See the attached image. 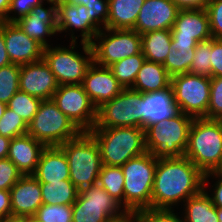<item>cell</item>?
<instances>
[{
  "mask_svg": "<svg viewBox=\"0 0 222 222\" xmlns=\"http://www.w3.org/2000/svg\"><path fill=\"white\" fill-rule=\"evenodd\" d=\"M82 131L51 100H43L32 121L28 134L46 147L60 146L77 137Z\"/></svg>",
  "mask_w": 222,
  "mask_h": 222,
  "instance_id": "ba28073f",
  "label": "cell"
},
{
  "mask_svg": "<svg viewBox=\"0 0 222 222\" xmlns=\"http://www.w3.org/2000/svg\"><path fill=\"white\" fill-rule=\"evenodd\" d=\"M72 205L42 204L33 218L38 222H72Z\"/></svg>",
  "mask_w": 222,
  "mask_h": 222,
  "instance_id": "e575fe53",
  "label": "cell"
},
{
  "mask_svg": "<svg viewBox=\"0 0 222 222\" xmlns=\"http://www.w3.org/2000/svg\"><path fill=\"white\" fill-rule=\"evenodd\" d=\"M12 215L10 191L0 189V221Z\"/></svg>",
  "mask_w": 222,
  "mask_h": 222,
  "instance_id": "bcb514c9",
  "label": "cell"
},
{
  "mask_svg": "<svg viewBox=\"0 0 222 222\" xmlns=\"http://www.w3.org/2000/svg\"><path fill=\"white\" fill-rule=\"evenodd\" d=\"M211 77L185 73L171 78L179 111L193 118H205L210 99Z\"/></svg>",
  "mask_w": 222,
  "mask_h": 222,
  "instance_id": "7c38bea8",
  "label": "cell"
},
{
  "mask_svg": "<svg viewBox=\"0 0 222 222\" xmlns=\"http://www.w3.org/2000/svg\"><path fill=\"white\" fill-rule=\"evenodd\" d=\"M58 30L57 34H64L72 42L77 41L81 36L80 42L90 44L99 30L89 21V14L85 5H77L70 3H61L57 6ZM80 35H74L75 32ZM69 32V33H68ZM71 33V34H70Z\"/></svg>",
  "mask_w": 222,
  "mask_h": 222,
  "instance_id": "ac0fdd59",
  "label": "cell"
},
{
  "mask_svg": "<svg viewBox=\"0 0 222 222\" xmlns=\"http://www.w3.org/2000/svg\"><path fill=\"white\" fill-rule=\"evenodd\" d=\"M6 108H7V104H5L3 102H0V118L3 116L4 111L6 110Z\"/></svg>",
  "mask_w": 222,
  "mask_h": 222,
  "instance_id": "11a10c76",
  "label": "cell"
},
{
  "mask_svg": "<svg viewBox=\"0 0 222 222\" xmlns=\"http://www.w3.org/2000/svg\"><path fill=\"white\" fill-rule=\"evenodd\" d=\"M87 0H67V3L70 4H77V5H83V2H86Z\"/></svg>",
  "mask_w": 222,
  "mask_h": 222,
  "instance_id": "db71d44e",
  "label": "cell"
},
{
  "mask_svg": "<svg viewBox=\"0 0 222 222\" xmlns=\"http://www.w3.org/2000/svg\"><path fill=\"white\" fill-rule=\"evenodd\" d=\"M43 204L72 205L79 190L70 180L40 183Z\"/></svg>",
  "mask_w": 222,
  "mask_h": 222,
  "instance_id": "f1b7e54d",
  "label": "cell"
},
{
  "mask_svg": "<svg viewBox=\"0 0 222 222\" xmlns=\"http://www.w3.org/2000/svg\"><path fill=\"white\" fill-rule=\"evenodd\" d=\"M11 64L4 40V22H0V68Z\"/></svg>",
  "mask_w": 222,
  "mask_h": 222,
  "instance_id": "7dc6e473",
  "label": "cell"
},
{
  "mask_svg": "<svg viewBox=\"0 0 222 222\" xmlns=\"http://www.w3.org/2000/svg\"><path fill=\"white\" fill-rule=\"evenodd\" d=\"M184 156L203 174L216 171L222 163V120L194 118Z\"/></svg>",
  "mask_w": 222,
  "mask_h": 222,
  "instance_id": "7a4b0ae2",
  "label": "cell"
},
{
  "mask_svg": "<svg viewBox=\"0 0 222 222\" xmlns=\"http://www.w3.org/2000/svg\"><path fill=\"white\" fill-rule=\"evenodd\" d=\"M141 109L143 129L173 118L180 112L171 85L160 91L142 93Z\"/></svg>",
  "mask_w": 222,
  "mask_h": 222,
  "instance_id": "44dd1931",
  "label": "cell"
},
{
  "mask_svg": "<svg viewBox=\"0 0 222 222\" xmlns=\"http://www.w3.org/2000/svg\"><path fill=\"white\" fill-rule=\"evenodd\" d=\"M89 14V21L100 31L107 28L109 0H87L83 2Z\"/></svg>",
  "mask_w": 222,
  "mask_h": 222,
  "instance_id": "f35d334b",
  "label": "cell"
},
{
  "mask_svg": "<svg viewBox=\"0 0 222 222\" xmlns=\"http://www.w3.org/2000/svg\"><path fill=\"white\" fill-rule=\"evenodd\" d=\"M41 102V99L19 90L8 101L7 107L16 112L17 115H20L29 124L37 113Z\"/></svg>",
  "mask_w": 222,
  "mask_h": 222,
  "instance_id": "d6a6232c",
  "label": "cell"
},
{
  "mask_svg": "<svg viewBox=\"0 0 222 222\" xmlns=\"http://www.w3.org/2000/svg\"><path fill=\"white\" fill-rule=\"evenodd\" d=\"M9 8L10 0H0V22L6 21Z\"/></svg>",
  "mask_w": 222,
  "mask_h": 222,
  "instance_id": "f907efd6",
  "label": "cell"
},
{
  "mask_svg": "<svg viewBox=\"0 0 222 222\" xmlns=\"http://www.w3.org/2000/svg\"><path fill=\"white\" fill-rule=\"evenodd\" d=\"M141 98V92L124 88L119 95L97 108V120L93 128H142Z\"/></svg>",
  "mask_w": 222,
  "mask_h": 222,
  "instance_id": "8fae6325",
  "label": "cell"
},
{
  "mask_svg": "<svg viewBox=\"0 0 222 222\" xmlns=\"http://www.w3.org/2000/svg\"><path fill=\"white\" fill-rule=\"evenodd\" d=\"M90 45L93 62L104 67L142 51L141 34L134 29H102Z\"/></svg>",
  "mask_w": 222,
  "mask_h": 222,
  "instance_id": "9c48e42d",
  "label": "cell"
},
{
  "mask_svg": "<svg viewBox=\"0 0 222 222\" xmlns=\"http://www.w3.org/2000/svg\"><path fill=\"white\" fill-rule=\"evenodd\" d=\"M180 213L181 211L178 213L174 209L154 208L140 209L132 212L135 222H184Z\"/></svg>",
  "mask_w": 222,
  "mask_h": 222,
  "instance_id": "74e56055",
  "label": "cell"
},
{
  "mask_svg": "<svg viewBox=\"0 0 222 222\" xmlns=\"http://www.w3.org/2000/svg\"><path fill=\"white\" fill-rule=\"evenodd\" d=\"M124 174L121 167L103 165L97 184L124 208Z\"/></svg>",
  "mask_w": 222,
  "mask_h": 222,
  "instance_id": "f546056e",
  "label": "cell"
},
{
  "mask_svg": "<svg viewBox=\"0 0 222 222\" xmlns=\"http://www.w3.org/2000/svg\"><path fill=\"white\" fill-rule=\"evenodd\" d=\"M157 158L148 151L131 158L121 166L124 174V209L132 213L151 208Z\"/></svg>",
  "mask_w": 222,
  "mask_h": 222,
  "instance_id": "8992f818",
  "label": "cell"
},
{
  "mask_svg": "<svg viewBox=\"0 0 222 222\" xmlns=\"http://www.w3.org/2000/svg\"><path fill=\"white\" fill-rule=\"evenodd\" d=\"M4 40L13 64L25 65L43 59L44 47L26 35L15 22L4 21Z\"/></svg>",
  "mask_w": 222,
  "mask_h": 222,
  "instance_id": "ffe728a7",
  "label": "cell"
},
{
  "mask_svg": "<svg viewBox=\"0 0 222 222\" xmlns=\"http://www.w3.org/2000/svg\"><path fill=\"white\" fill-rule=\"evenodd\" d=\"M182 206L180 209L183 208L181 215L184 222H219L217 207L204 189L189 197Z\"/></svg>",
  "mask_w": 222,
  "mask_h": 222,
  "instance_id": "4316f807",
  "label": "cell"
},
{
  "mask_svg": "<svg viewBox=\"0 0 222 222\" xmlns=\"http://www.w3.org/2000/svg\"><path fill=\"white\" fill-rule=\"evenodd\" d=\"M171 30L151 31L141 35V49L145 59L163 64L171 48Z\"/></svg>",
  "mask_w": 222,
  "mask_h": 222,
  "instance_id": "83f0119b",
  "label": "cell"
},
{
  "mask_svg": "<svg viewBox=\"0 0 222 222\" xmlns=\"http://www.w3.org/2000/svg\"><path fill=\"white\" fill-rule=\"evenodd\" d=\"M195 49H178L170 48L168 56L163 63L167 73L173 76L189 73L194 57Z\"/></svg>",
  "mask_w": 222,
  "mask_h": 222,
  "instance_id": "1f68e13d",
  "label": "cell"
},
{
  "mask_svg": "<svg viewBox=\"0 0 222 222\" xmlns=\"http://www.w3.org/2000/svg\"><path fill=\"white\" fill-rule=\"evenodd\" d=\"M72 211V222H110L127 214L121 204L98 184L79 190Z\"/></svg>",
  "mask_w": 222,
  "mask_h": 222,
  "instance_id": "30bf717a",
  "label": "cell"
},
{
  "mask_svg": "<svg viewBox=\"0 0 222 222\" xmlns=\"http://www.w3.org/2000/svg\"><path fill=\"white\" fill-rule=\"evenodd\" d=\"M210 179L216 181L212 185V188L207 190L206 187L210 184ZM204 190L211 197L213 205L217 208H222V175L217 171L204 174Z\"/></svg>",
  "mask_w": 222,
  "mask_h": 222,
  "instance_id": "ee69618b",
  "label": "cell"
},
{
  "mask_svg": "<svg viewBox=\"0 0 222 222\" xmlns=\"http://www.w3.org/2000/svg\"><path fill=\"white\" fill-rule=\"evenodd\" d=\"M28 132V124L10 108H6L0 118V135L13 139Z\"/></svg>",
  "mask_w": 222,
  "mask_h": 222,
  "instance_id": "d590c367",
  "label": "cell"
},
{
  "mask_svg": "<svg viewBox=\"0 0 222 222\" xmlns=\"http://www.w3.org/2000/svg\"><path fill=\"white\" fill-rule=\"evenodd\" d=\"M12 215L33 217L43 204L40 182L33 175H23L10 189Z\"/></svg>",
  "mask_w": 222,
  "mask_h": 222,
  "instance_id": "7402d4cb",
  "label": "cell"
},
{
  "mask_svg": "<svg viewBox=\"0 0 222 222\" xmlns=\"http://www.w3.org/2000/svg\"><path fill=\"white\" fill-rule=\"evenodd\" d=\"M59 147L67 157L70 181L76 188L96 185L103 164L95 138L88 131H82Z\"/></svg>",
  "mask_w": 222,
  "mask_h": 222,
  "instance_id": "277c9868",
  "label": "cell"
},
{
  "mask_svg": "<svg viewBox=\"0 0 222 222\" xmlns=\"http://www.w3.org/2000/svg\"><path fill=\"white\" fill-rule=\"evenodd\" d=\"M59 84L44 59L21 65L19 89L31 96L51 100Z\"/></svg>",
  "mask_w": 222,
  "mask_h": 222,
  "instance_id": "2e32d148",
  "label": "cell"
},
{
  "mask_svg": "<svg viewBox=\"0 0 222 222\" xmlns=\"http://www.w3.org/2000/svg\"><path fill=\"white\" fill-rule=\"evenodd\" d=\"M45 1L51 2L58 6L61 3H65L67 0H45Z\"/></svg>",
  "mask_w": 222,
  "mask_h": 222,
  "instance_id": "9f6ffc18",
  "label": "cell"
},
{
  "mask_svg": "<svg viewBox=\"0 0 222 222\" xmlns=\"http://www.w3.org/2000/svg\"><path fill=\"white\" fill-rule=\"evenodd\" d=\"M179 10L173 0H145L133 29L141 35L151 31L171 30Z\"/></svg>",
  "mask_w": 222,
  "mask_h": 222,
  "instance_id": "e0dca14e",
  "label": "cell"
},
{
  "mask_svg": "<svg viewBox=\"0 0 222 222\" xmlns=\"http://www.w3.org/2000/svg\"><path fill=\"white\" fill-rule=\"evenodd\" d=\"M205 9L209 16L212 38L222 39V0H208Z\"/></svg>",
  "mask_w": 222,
  "mask_h": 222,
  "instance_id": "60d3db41",
  "label": "cell"
},
{
  "mask_svg": "<svg viewBox=\"0 0 222 222\" xmlns=\"http://www.w3.org/2000/svg\"><path fill=\"white\" fill-rule=\"evenodd\" d=\"M102 164L121 167L131 158L145 152V130L140 127L92 128Z\"/></svg>",
  "mask_w": 222,
  "mask_h": 222,
  "instance_id": "3957f363",
  "label": "cell"
},
{
  "mask_svg": "<svg viewBox=\"0 0 222 222\" xmlns=\"http://www.w3.org/2000/svg\"><path fill=\"white\" fill-rule=\"evenodd\" d=\"M81 84L96 108L112 100L124 89L109 67L94 62L88 67Z\"/></svg>",
  "mask_w": 222,
  "mask_h": 222,
  "instance_id": "d6986e66",
  "label": "cell"
},
{
  "mask_svg": "<svg viewBox=\"0 0 222 222\" xmlns=\"http://www.w3.org/2000/svg\"><path fill=\"white\" fill-rule=\"evenodd\" d=\"M220 175H222V163L220 165V167L216 170Z\"/></svg>",
  "mask_w": 222,
  "mask_h": 222,
  "instance_id": "91938a15",
  "label": "cell"
},
{
  "mask_svg": "<svg viewBox=\"0 0 222 222\" xmlns=\"http://www.w3.org/2000/svg\"><path fill=\"white\" fill-rule=\"evenodd\" d=\"M211 46H212V38L197 43L189 73L211 77V62H210Z\"/></svg>",
  "mask_w": 222,
  "mask_h": 222,
  "instance_id": "8d00e7d4",
  "label": "cell"
},
{
  "mask_svg": "<svg viewBox=\"0 0 222 222\" xmlns=\"http://www.w3.org/2000/svg\"><path fill=\"white\" fill-rule=\"evenodd\" d=\"M193 117L179 112L145 130L146 150L157 159L183 157L188 146Z\"/></svg>",
  "mask_w": 222,
  "mask_h": 222,
  "instance_id": "5b68a950",
  "label": "cell"
},
{
  "mask_svg": "<svg viewBox=\"0 0 222 222\" xmlns=\"http://www.w3.org/2000/svg\"><path fill=\"white\" fill-rule=\"evenodd\" d=\"M145 60V56L141 51L136 55L126 57L113 63L109 68L123 88H131Z\"/></svg>",
  "mask_w": 222,
  "mask_h": 222,
  "instance_id": "4dcf8cb0",
  "label": "cell"
},
{
  "mask_svg": "<svg viewBox=\"0 0 222 222\" xmlns=\"http://www.w3.org/2000/svg\"><path fill=\"white\" fill-rule=\"evenodd\" d=\"M43 2L45 0H10L6 22H16L18 19L27 16L35 6Z\"/></svg>",
  "mask_w": 222,
  "mask_h": 222,
  "instance_id": "7bdbcfd3",
  "label": "cell"
},
{
  "mask_svg": "<svg viewBox=\"0 0 222 222\" xmlns=\"http://www.w3.org/2000/svg\"><path fill=\"white\" fill-rule=\"evenodd\" d=\"M0 222H27V216L10 215L7 218L2 219Z\"/></svg>",
  "mask_w": 222,
  "mask_h": 222,
  "instance_id": "816d5d0a",
  "label": "cell"
},
{
  "mask_svg": "<svg viewBox=\"0 0 222 222\" xmlns=\"http://www.w3.org/2000/svg\"><path fill=\"white\" fill-rule=\"evenodd\" d=\"M45 3L50 7H45L43 2L35 6L27 16L15 22L26 35L44 48L53 45L48 43V40H51L48 37L55 36L58 30L57 5L48 1Z\"/></svg>",
  "mask_w": 222,
  "mask_h": 222,
  "instance_id": "9a60e30c",
  "label": "cell"
},
{
  "mask_svg": "<svg viewBox=\"0 0 222 222\" xmlns=\"http://www.w3.org/2000/svg\"><path fill=\"white\" fill-rule=\"evenodd\" d=\"M10 138L0 135V160L7 158Z\"/></svg>",
  "mask_w": 222,
  "mask_h": 222,
  "instance_id": "681fc988",
  "label": "cell"
},
{
  "mask_svg": "<svg viewBox=\"0 0 222 222\" xmlns=\"http://www.w3.org/2000/svg\"><path fill=\"white\" fill-rule=\"evenodd\" d=\"M180 9H198L205 7L208 0H173Z\"/></svg>",
  "mask_w": 222,
  "mask_h": 222,
  "instance_id": "c3c4849f",
  "label": "cell"
},
{
  "mask_svg": "<svg viewBox=\"0 0 222 222\" xmlns=\"http://www.w3.org/2000/svg\"><path fill=\"white\" fill-rule=\"evenodd\" d=\"M21 65L9 64L0 68V102L5 104L19 91Z\"/></svg>",
  "mask_w": 222,
  "mask_h": 222,
  "instance_id": "836d02e7",
  "label": "cell"
},
{
  "mask_svg": "<svg viewBox=\"0 0 222 222\" xmlns=\"http://www.w3.org/2000/svg\"><path fill=\"white\" fill-rule=\"evenodd\" d=\"M27 222H38V221L35 220L33 217H28L27 216Z\"/></svg>",
  "mask_w": 222,
  "mask_h": 222,
  "instance_id": "680465c9",
  "label": "cell"
},
{
  "mask_svg": "<svg viewBox=\"0 0 222 222\" xmlns=\"http://www.w3.org/2000/svg\"><path fill=\"white\" fill-rule=\"evenodd\" d=\"M32 175L40 183L70 180L69 164L64 151L59 146L46 147Z\"/></svg>",
  "mask_w": 222,
  "mask_h": 222,
  "instance_id": "cb8c5ba5",
  "label": "cell"
},
{
  "mask_svg": "<svg viewBox=\"0 0 222 222\" xmlns=\"http://www.w3.org/2000/svg\"><path fill=\"white\" fill-rule=\"evenodd\" d=\"M45 148L43 143L27 133L10 140L7 158L23 175H32Z\"/></svg>",
  "mask_w": 222,
  "mask_h": 222,
  "instance_id": "603a6c76",
  "label": "cell"
},
{
  "mask_svg": "<svg viewBox=\"0 0 222 222\" xmlns=\"http://www.w3.org/2000/svg\"><path fill=\"white\" fill-rule=\"evenodd\" d=\"M110 222H135V219H134L132 213H127L123 217H121L117 220H112Z\"/></svg>",
  "mask_w": 222,
  "mask_h": 222,
  "instance_id": "f5cc1de1",
  "label": "cell"
},
{
  "mask_svg": "<svg viewBox=\"0 0 222 222\" xmlns=\"http://www.w3.org/2000/svg\"><path fill=\"white\" fill-rule=\"evenodd\" d=\"M171 36V47L175 50L196 49L198 42L211 39L209 16L205 7L180 9L171 28Z\"/></svg>",
  "mask_w": 222,
  "mask_h": 222,
  "instance_id": "5bb4252c",
  "label": "cell"
},
{
  "mask_svg": "<svg viewBox=\"0 0 222 222\" xmlns=\"http://www.w3.org/2000/svg\"><path fill=\"white\" fill-rule=\"evenodd\" d=\"M204 189V174L187 157L157 161L151 208L174 209Z\"/></svg>",
  "mask_w": 222,
  "mask_h": 222,
  "instance_id": "6da1fadb",
  "label": "cell"
},
{
  "mask_svg": "<svg viewBox=\"0 0 222 222\" xmlns=\"http://www.w3.org/2000/svg\"><path fill=\"white\" fill-rule=\"evenodd\" d=\"M217 216H218L219 222H222V208H217Z\"/></svg>",
  "mask_w": 222,
  "mask_h": 222,
  "instance_id": "6f0895ef",
  "label": "cell"
},
{
  "mask_svg": "<svg viewBox=\"0 0 222 222\" xmlns=\"http://www.w3.org/2000/svg\"><path fill=\"white\" fill-rule=\"evenodd\" d=\"M170 85L171 77L163 64L145 60L131 88L141 93H149L166 89Z\"/></svg>",
  "mask_w": 222,
  "mask_h": 222,
  "instance_id": "d4e9b609",
  "label": "cell"
},
{
  "mask_svg": "<svg viewBox=\"0 0 222 222\" xmlns=\"http://www.w3.org/2000/svg\"><path fill=\"white\" fill-rule=\"evenodd\" d=\"M206 119L222 120V77H211Z\"/></svg>",
  "mask_w": 222,
  "mask_h": 222,
  "instance_id": "ab89813d",
  "label": "cell"
},
{
  "mask_svg": "<svg viewBox=\"0 0 222 222\" xmlns=\"http://www.w3.org/2000/svg\"><path fill=\"white\" fill-rule=\"evenodd\" d=\"M210 62L211 77H222V39L212 38Z\"/></svg>",
  "mask_w": 222,
  "mask_h": 222,
  "instance_id": "f6af8a7d",
  "label": "cell"
},
{
  "mask_svg": "<svg viewBox=\"0 0 222 222\" xmlns=\"http://www.w3.org/2000/svg\"><path fill=\"white\" fill-rule=\"evenodd\" d=\"M23 176L17 166L8 158L0 160V189L10 191Z\"/></svg>",
  "mask_w": 222,
  "mask_h": 222,
  "instance_id": "b9f144b4",
  "label": "cell"
},
{
  "mask_svg": "<svg viewBox=\"0 0 222 222\" xmlns=\"http://www.w3.org/2000/svg\"><path fill=\"white\" fill-rule=\"evenodd\" d=\"M77 42L70 41L69 47L59 44L44 48L43 59L54 74L59 85L81 84L88 67L93 63L91 45L79 42L81 43V53L78 52L77 48L80 45H77Z\"/></svg>",
  "mask_w": 222,
  "mask_h": 222,
  "instance_id": "52a82bcc",
  "label": "cell"
},
{
  "mask_svg": "<svg viewBox=\"0 0 222 222\" xmlns=\"http://www.w3.org/2000/svg\"><path fill=\"white\" fill-rule=\"evenodd\" d=\"M52 100L81 131H90L96 124L97 108L82 84L59 85Z\"/></svg>",
  "mask_w": 222,
  "mask_h": 222,
  "instance_id": "4fadbf2b",
  "label": "cell"
},
{
  "mask_svg": "<svg viewBox=\"0 0 222 222\" xmlns=\"http://www.w3.org/2000/svg\"><path fill=\"white\" fill-rule=\"evenodd\" d=\"M145 0H109L107 28L133 29Z\"/></svg>",
  "mask_w": 222,
  "mask_h": 222,
  "instance_id": "484cf974",
  "label": "cell"
}]
</instances>
